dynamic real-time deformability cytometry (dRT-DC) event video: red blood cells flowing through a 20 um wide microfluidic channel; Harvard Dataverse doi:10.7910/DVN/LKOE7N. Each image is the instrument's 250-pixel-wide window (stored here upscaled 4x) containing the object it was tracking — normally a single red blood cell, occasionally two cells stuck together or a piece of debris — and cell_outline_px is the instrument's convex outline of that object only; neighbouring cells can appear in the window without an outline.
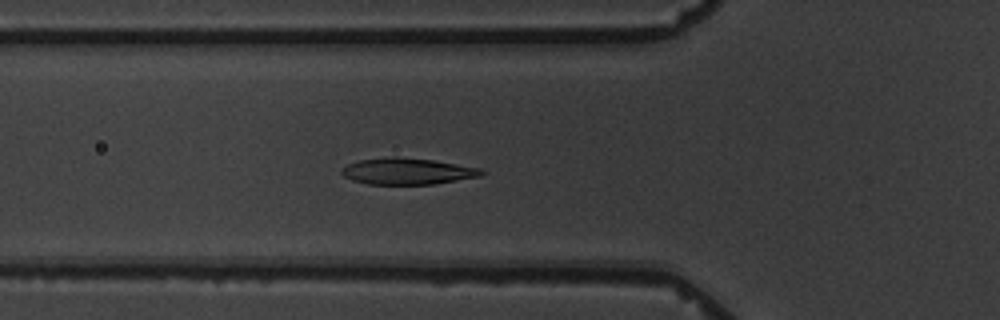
{"species": "common noctule bat (a hibernating species)", "species_latin": "Nyctalus noctula", "temperature_condition": "warm", "stored_images_in_passage": 4, "camera_frame_rate_fps": 3000, "um_per_image_px": 0.085, "animal": {"sex": "male", "body_mass_g": 19.5, "forearm_length_mm": 54.6}, "frame": {"image": 1, "passage_image": 4, "time_ms": 4.333, "image_size_px": [1000, 320], "cell_outline_px": [[488, 172], [480, 176], [436, 184], [368, 184], [352, 180], [344, 176], [340, 172], [348, 164], [360, 160], [392, 156], [396, 156], [432, 160], [480, 168]], "centroid_in_image_um": [34.65, 14.56], "position_along_channel_um": 91.1, "area_um2": 21.44}}